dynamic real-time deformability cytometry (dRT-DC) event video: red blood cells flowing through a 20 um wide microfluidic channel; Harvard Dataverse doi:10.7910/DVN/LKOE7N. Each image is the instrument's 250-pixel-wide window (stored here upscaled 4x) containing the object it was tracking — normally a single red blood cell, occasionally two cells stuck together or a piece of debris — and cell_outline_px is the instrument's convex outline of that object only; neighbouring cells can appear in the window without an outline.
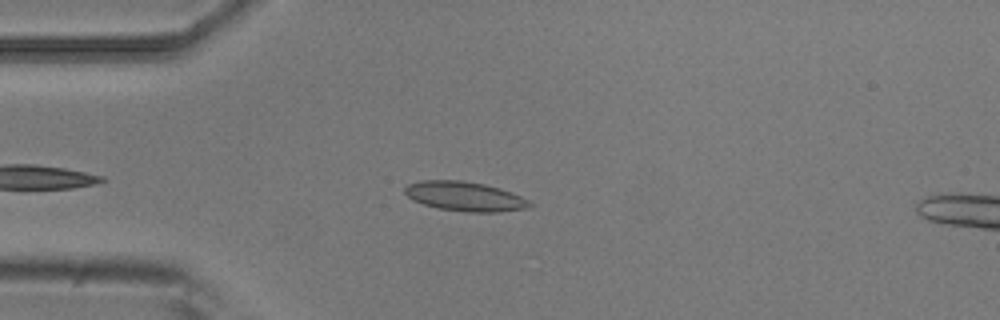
{"species": "common noctule bat (a hibernating species)", "species_latin": "Nyctalus noctula", "temperature_condition": "room temperature", "stored_images_in_passage": 2, "camera_frame_rate_fps": 3000, "um_per_image_px": 0.085, "animal": {"sex": "male", "body_mass_g": 20.5, "forearm_length_mm": 52.5}, "frame": {"image": 1, "passage_image": 2, "time_ms": 0.333, "image_size_px": [1000, 320], "cell_outline_px": [[532, 204], [528, 208], [496, 212], [468, 212], [436, 208], [412, 200], [404, 192], [404, 188], [408, 184], [420, 180], [464, 180], [484, 184], [500, 188], [512, 192], [528, 200]], "centroid_in_image_um": [39.49, 16.68], "position_along_channel_um": 45.5, "area_um2": 21.5}}